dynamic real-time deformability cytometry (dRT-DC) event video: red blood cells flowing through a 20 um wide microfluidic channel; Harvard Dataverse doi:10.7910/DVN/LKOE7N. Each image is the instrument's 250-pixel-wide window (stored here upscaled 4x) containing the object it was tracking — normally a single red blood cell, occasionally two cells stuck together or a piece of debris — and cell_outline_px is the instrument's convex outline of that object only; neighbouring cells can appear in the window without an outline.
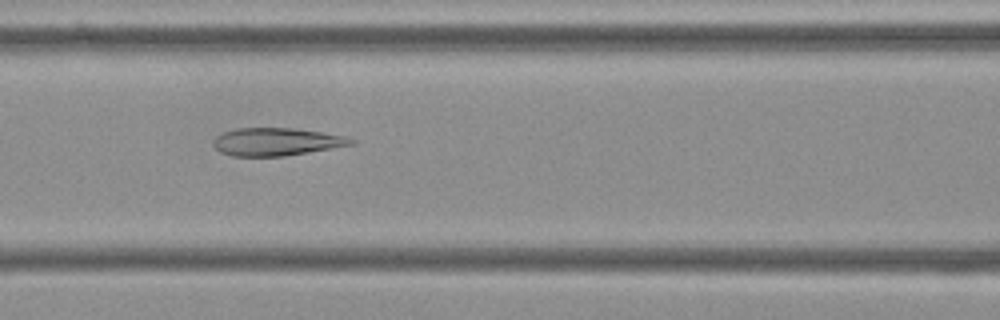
{"species": "Egyptian fruit bat (a non-hibernating species)", "species_latin": "Rousettus aegyptiacus", "temperature_condition": "cold", "stored_images_in_passage": 55, "camera_frame_rate_fps": 3000, "um_per_image_px": 0.085, "frame": {"image": 1, "passage_image": 23, "time_ms": 7.333, "image_size_px": [1000, 320], "cell_outline_px": [[356, 144], [284, 156], [232, 156], [220, 152], [212, 144], [212, 140], [216, 136], [224, 132], [236, 128], [292, 128], [348, 136], [356, 140]], "centroid_in_image_um": [23.5, 12.05], "position_along_channel_um": 143.1, "area_um2": 22.37}}
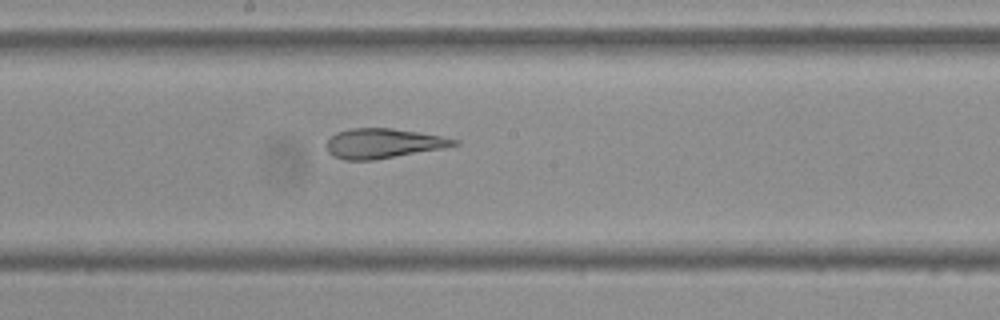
{"frame": {"image": 2, "passage_image": 29, "time_ms": 9.333, "image_size_px": [1000, 320], "cell_outline_px": [[460, 144], [444, 148], [376, 160], [344, 160], [332, 156], [328, 152], [324, 144], [336, 132], [352, 128], [392, 128], [440, 136], [460, 140]], "centroid_in_image_um": [32.54, 12.2], "position_along_channel_um": 215.7, "area_um2": 22.25}}
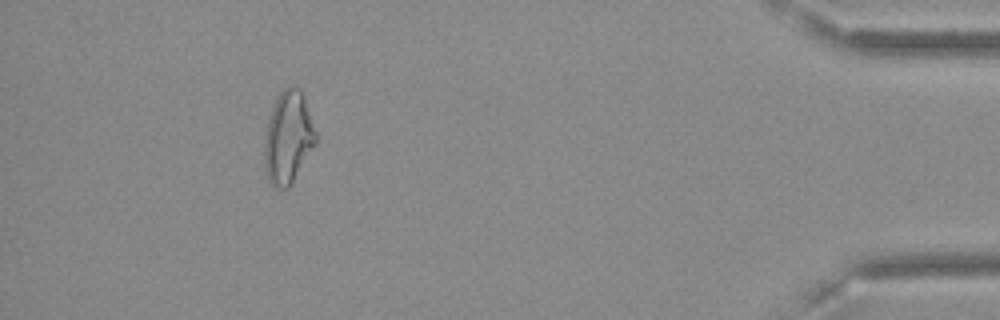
{"frame": {"image": 3, "passage_image": 50, "time_ms": 16.333, "image_size_px": [1000, 320], "cell_outline_px": [[316, 144], [288, 188], [280, 188], [272, 184], [268, 180], [264, 160], [264, 140], [268, 120], [272, 108], [280, 92], [284, 88], [292, 84], [300, 88], [304, 96], [316, 132]], "centroid_in_image_um": [24.49, 11.65], "position_along_channel_um": 410.7, "area_um2": 27.46}, "authors_computed_cell_mechanics": {"area_um2": 25.3164, "velocity_mm_per_s": 3.6317, "shape_relaxation_time_tau1_ms": null, "shape_relaxation_time_tau2_ms": 2.8753, "deformation_change_tau1": null, "deformation_change_tau2": 0.0948}}